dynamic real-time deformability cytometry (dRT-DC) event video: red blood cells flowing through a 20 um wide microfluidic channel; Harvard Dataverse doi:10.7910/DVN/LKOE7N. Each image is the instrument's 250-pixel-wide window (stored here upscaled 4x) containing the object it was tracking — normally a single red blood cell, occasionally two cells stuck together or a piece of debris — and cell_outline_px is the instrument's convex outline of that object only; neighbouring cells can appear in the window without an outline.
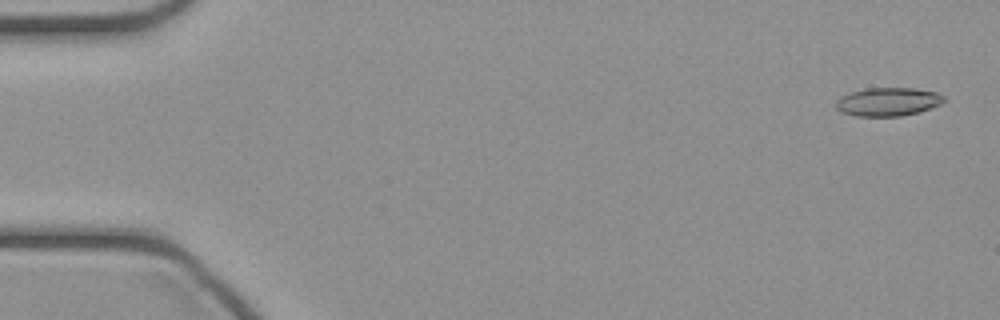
{"species": "common noctule bat (a hibernating species)", "species_latin": "Nyctalus noctula", "temperature_condition": "cold", "stored_images_in_passage": 47, "camera_frame_rate_fps": 3000, "um_per_image_px": 0.085, "animal": {"sex": "female", "body_mass_g": 21.9}, "frame": {"image": 1, "passage_image": 2, "time_ms": 0.333, "image_size_px": [1000, 320], "cell_outline_px": [[948, 100], [940, 104], [916, 112], [900, 116], [856, 116], [840, 112], [836, 108], [836, 100], [840, 96], [848, 92], [864, 88], [916, 88], [936, 92], [944, 96]], "centroid_in_image_um": [75.44, 8.63], "position_along_channel_um": 9.6, "area_um2": 18.03}}
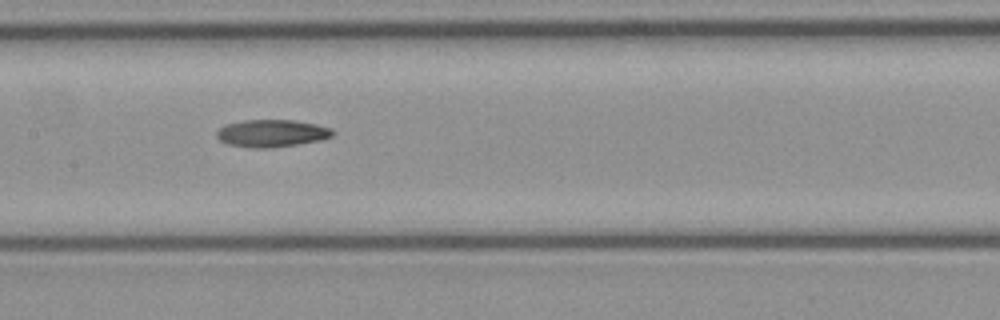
{"frame": {"image": 2, "passage_image": 23, "time_ms": 7.333, "image_size_px": [1000, 320], "cell_outline_px": [[336, 132], [332, 136], [320, 140], [272, 148], [252, 148], [228, 144], [220, 140], [216, 136], [216, 132], [224, 124], [244, 120], [292, 120], [316, 124], [332, 128]], "centroid_in_image_um": [23.09, 11.32], "position_along_channel_um": 184.3, "area_um2": 18.55}}
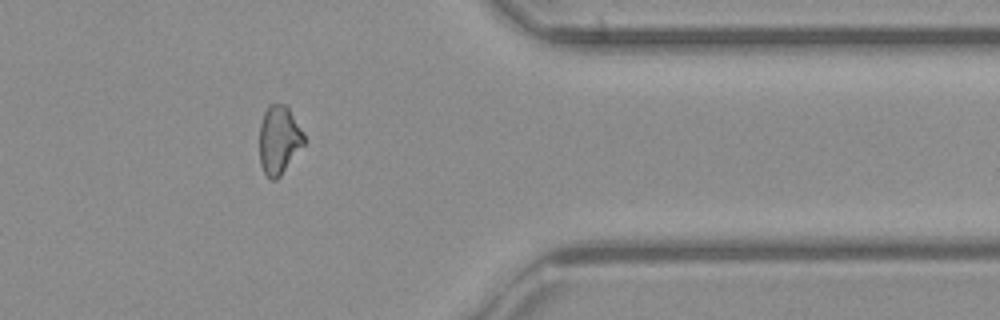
{"frame": {"image": 3, "passage_image": 38, "time_ms": 12.333, "image_size_px": [1000, 320], "cell_outline_px": [[304, 144], [280, 176], [276, 180], [272, 180], [264, 172], [260, 164], [260, 124], [264, 112], [268, 104], [288, 104], [304, 132]], "centroid_in_image_um": [23.72, 11.84], "position_along_channel_um": 387.7, "area_um2": 17.92}}